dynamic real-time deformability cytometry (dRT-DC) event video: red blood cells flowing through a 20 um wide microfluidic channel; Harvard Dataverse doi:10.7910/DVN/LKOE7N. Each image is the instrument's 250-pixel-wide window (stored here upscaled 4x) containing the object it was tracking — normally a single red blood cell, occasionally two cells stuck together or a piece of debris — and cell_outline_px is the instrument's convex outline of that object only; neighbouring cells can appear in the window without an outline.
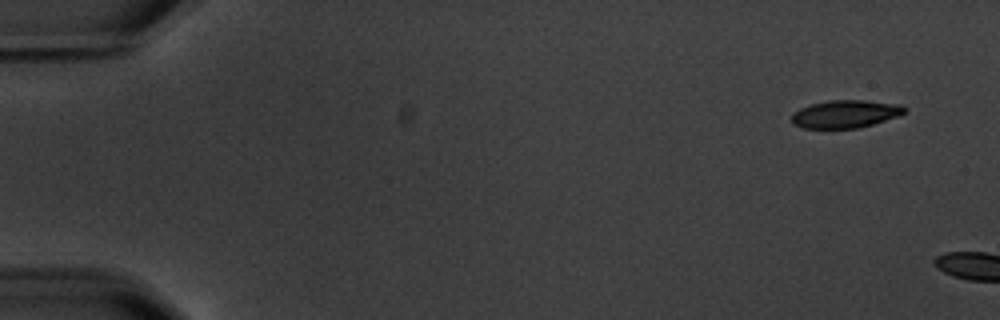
{"species": "common noctule bat (a hibernating species)", "species_latin": "Nyctalus noctula", "temperature_condition": "warm", "stored_images_in_passage": 3, "camera_frame_rate_fps": 3000, "um_per_image_px": 0.085, "animal": {"sex": "male", "body_mass_g": 20.1, "forearm_length_mm": 53.5}, "frame": {"image": 1, "passage_image": 1, "time_ms": 0.0, "image_size_px": [1000, 320], "cell_outline_px": [[904, 112], [900, 116], [872, 124], [856, 128], [804, 128], [792, 124], [792, 112], [800, 108], [812, 104], [828, 100], [864, 100], [900, 104], [904, 108]], "centroid_in_image_um": [71.83, 9.68], "position_along_channel_um": 13.2, "area_um2": 18.21}}